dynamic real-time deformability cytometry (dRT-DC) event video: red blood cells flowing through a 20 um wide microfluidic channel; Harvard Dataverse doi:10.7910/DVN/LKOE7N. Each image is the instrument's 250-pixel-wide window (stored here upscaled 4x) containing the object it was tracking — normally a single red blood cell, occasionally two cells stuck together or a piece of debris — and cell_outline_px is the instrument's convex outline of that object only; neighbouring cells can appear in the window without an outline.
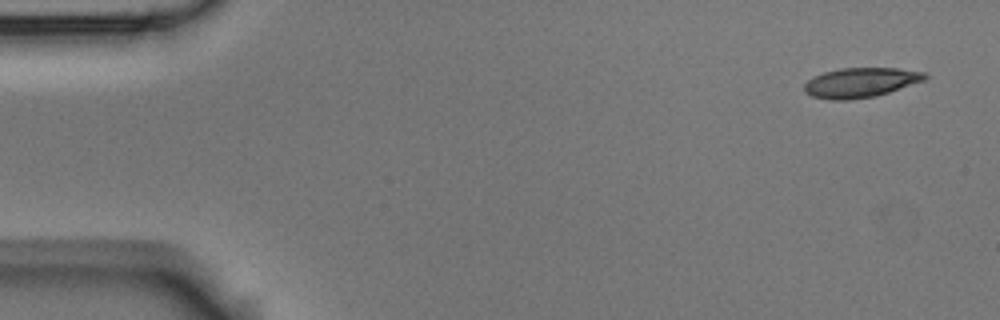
{"species": "Egyptian fruit bat (a non-hibernating species)", "species_latin": "Rousettus aegyptiacus", "temperature_condition": "room temperature", "stored_images_in_passage": 7, "camera_frame_rate_fps": 3000, "um_per_image_px": 0.085, "animal": {"sex": "male"}, "frame": {"image": 1, "passage_image": 1, "time_ms": 0.0, "image_size_px": [1000, 320], "cell_outline_px": [[928, 76], [924, 80], [876, 96], [848, 100], [832, 100], [812, 96], [804, 92], [804, 84], [812, 76], [824, 72], [840, 68], [900, 68], [924, 72]], "centroid_in_image_um": [73.11, 7.01], "position_along_channel_um": 11.9, "area_um2": 20.87}}
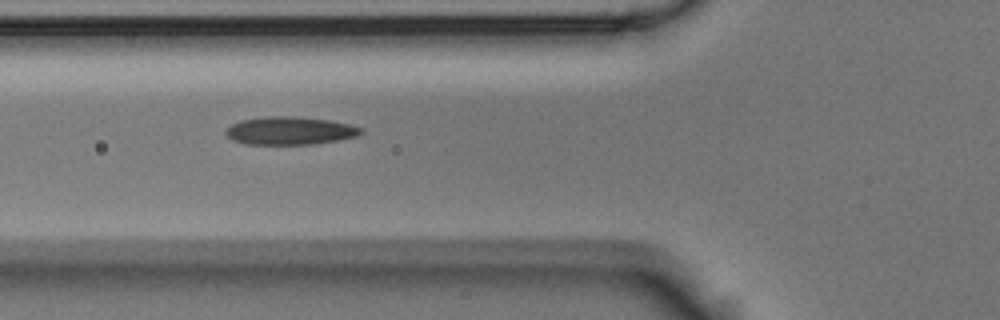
{"frame": {"image": 2, "passage_image": 6, "time_ms": 1.667, "image_size_px": [1000, 320], "cell_outline_px": [[364, 132], [356, 136], [336, 140], [312, 144], [244, 144], [232, 140], [224, 132], [232, 124], [240, 120], [268, 116], [292, 116], [328, 120], [348, 124], [364, 128]], "centroid_in_image_um": [24.63, 11.11], "position_along_channel_um": 101.2, "area_um2": 21.91}}
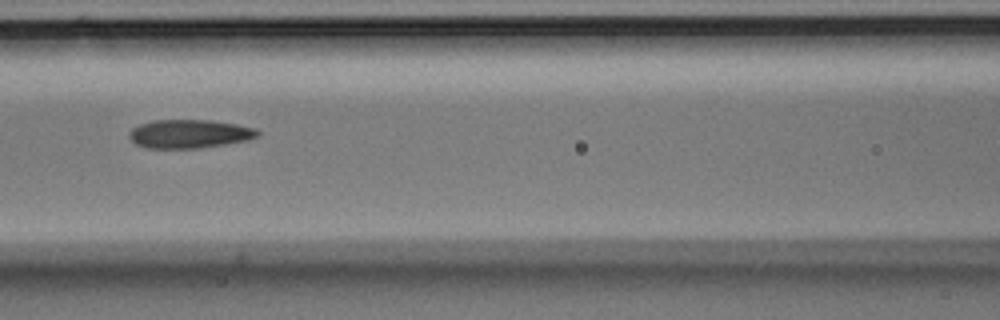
{"frame": {"image": 3, "passage_image": 7, "time_ms": 2.0, "image_size_px": [1000, 320], "cell_outline_px": [[260, 136], [248, 140], [200, 148], [148, 148], [136, 144], [128, 136], [128, 132], [132, 128], [140, 124], [152, 120], [212, 120], [236, 124], [256, 128], [260, 132]], "centroid_in_image_um": [16.11, 11.37], "position_along_channel_um": 150.5, "area_um2": 21.5}}